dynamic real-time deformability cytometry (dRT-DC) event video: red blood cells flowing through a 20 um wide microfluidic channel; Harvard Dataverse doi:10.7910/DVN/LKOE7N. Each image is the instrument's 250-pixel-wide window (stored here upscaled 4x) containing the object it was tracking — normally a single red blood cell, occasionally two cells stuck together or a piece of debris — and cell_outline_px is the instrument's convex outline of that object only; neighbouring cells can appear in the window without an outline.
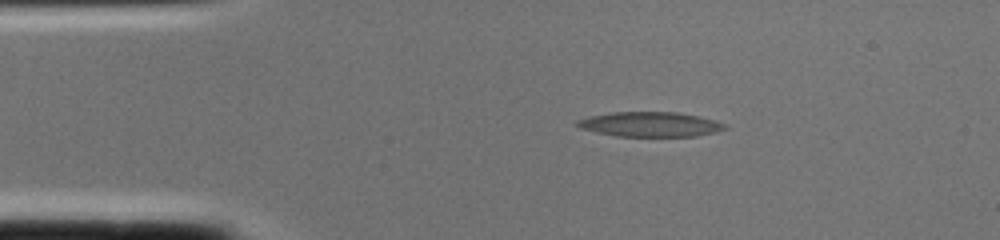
{"species": "common noctule bat (a hibernating species)", "species_latin": "Nyctalus noctula", "temperature_condition": "cold", "stored_images_in_passage": 1, "camera_frame_rate_fps": 3000, "um_per_image_px": 0.085, "animal": {"sex": "female", "body_mass_g": 22.0, "forearm_length_mm": 56.7}, "frame": {"image": 1, "passage_image": 1, "time_ms": 0.0, "image_size_px": [1000, 240], "cell_outline_px": [[728, 128], [716, 132], [696, 136], [616, 136], [596, 132], [580, 128], [572, 124], [576, 120], [588, 116], [612, 112], [676, 112], [700, 116], [716, 120], [728, 124]], "centroid_in_image_um": [55.26, 10.56], "position_along_channel_um": 29.7, "area_um2": 21.62}}